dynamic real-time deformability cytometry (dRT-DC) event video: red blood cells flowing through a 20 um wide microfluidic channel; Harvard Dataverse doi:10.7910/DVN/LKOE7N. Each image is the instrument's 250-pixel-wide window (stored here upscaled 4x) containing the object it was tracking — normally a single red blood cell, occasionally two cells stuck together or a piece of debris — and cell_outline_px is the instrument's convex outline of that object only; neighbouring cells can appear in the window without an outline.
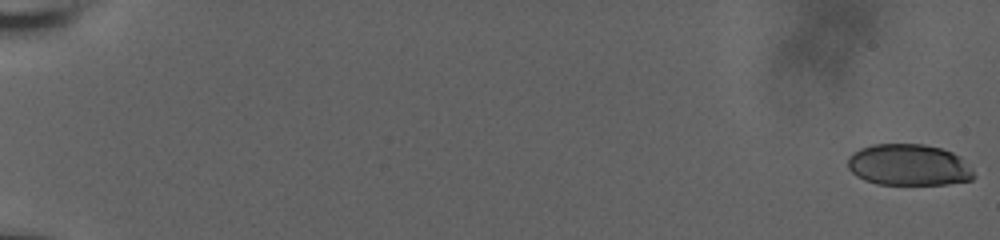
{"species": "human", "species_latin": "Homo sapiens", "temperature_condition": "room temperature", "stored_images_in_passage": 21, "camera_frame_rate_fps": 3000, "um_per_image_px": 0.085, "donor": {"sex": "male"}, "frame": {"image": 1, "passage_image": 1, "time_ms": 0.0, "image_size_px": [1000, 240], "cell_outline_px": [[976, 176], [972, 180], [948, 184], [876, 184], [864, 180], [856, 176], [848, 168], [848, 156], [852, 152], [860, 148], [872, 144], [924, 144], [940, 148], [952, 152], [960, 156], [972, 168]], "centroid_in_image_um": [77.24, 14.02], "position_along_channel_um": 7.8, "area_um2": 30.75}}
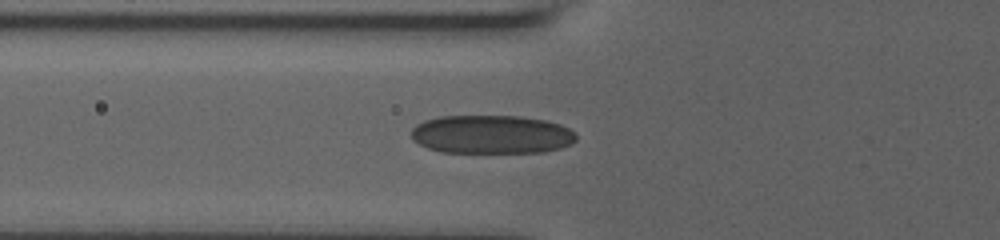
{"frame": {"image": 2, "passage_image": 18, "time_ms": 8.0, "image_size_px": [1000, 240], "cell_outline_px": [[576, 140], [572, 144], [560, 148], [544, 152], [440, 152], [428, 148], [412, 140], [412, 128], [416, 124], [424, 120], [440, 116], [520, 116], [544, 120], [560, 124], [568, 128], [576, 136]], "centroid_in_image_um": [41.76, 11.42], "position_along_channel_um": 84.0, "area_um2": 37.11}}
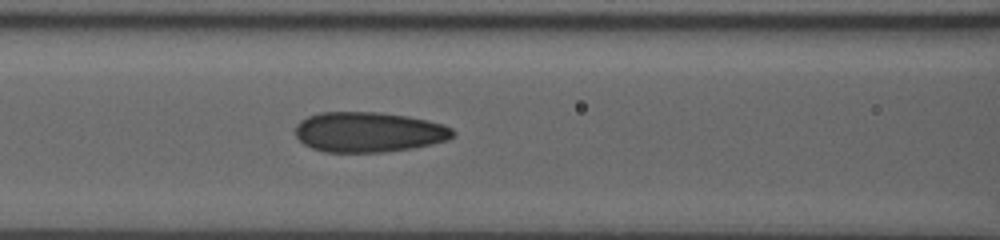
{"frame": {"image": 3, "passage_image": 21, "time_ms": 9.333, "image_size_px": [1000, 240], "cell_outline_px": [[456, 132], [448, 140], [432, 144], [412, 148], [384, 152], [324, 152], [312, 148], [304, 144], [296, 136], [296, 124], [300, 120], [308, 116], [320, 112], [380, 112], [408, 116], [444, 124], [452, 128]], "centroid_in_image_um": [31.34, 11.22], "position_along_channel_um": 135.3, "area_um2": 37.05}}